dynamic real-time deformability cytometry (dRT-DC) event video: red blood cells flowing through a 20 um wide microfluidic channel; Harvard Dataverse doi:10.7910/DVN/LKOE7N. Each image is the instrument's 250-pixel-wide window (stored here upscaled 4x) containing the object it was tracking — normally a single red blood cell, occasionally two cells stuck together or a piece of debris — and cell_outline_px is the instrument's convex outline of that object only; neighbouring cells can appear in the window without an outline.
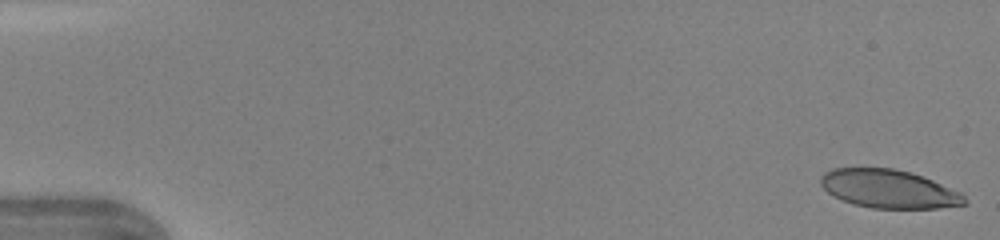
{"species": "human", "species_latin": "Homo sapiens", "temperature_condition": "warm", "stored_images_in_passage": 46, "camera_frame_rate_fps": 3000, "um_per_image_px": 0.085, "donor": {"sex": "female"}, "frame": {"image": 1, "passage_image": 1, "time_ms": 0.0, "image_size_px": [1000, 240], "cell_outline_px": [[968, 204], [936, 208], [872, 208], [852, 204], [828, 192], [820, 184], [820, 176], [824, 172], [832, 168], [892, 168], [912, 172], [932, 180], [960, 192], [968, 200]], "centroid_in_image_um": [75.55, 16.05], "position_along_channel_um": 9.4, "area_um2": 32.14}}
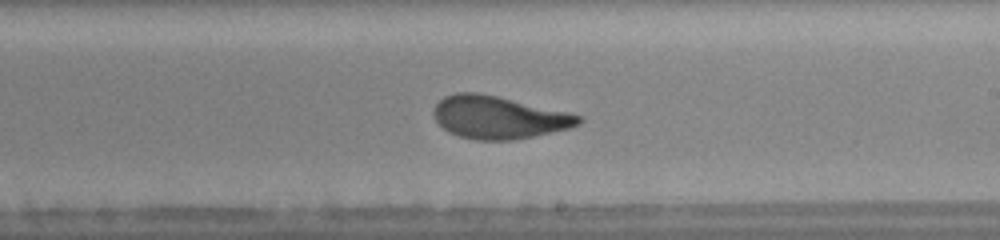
{"frame": {"image": 2, "passage_image": 28, "time_ms": 9.0, "image_size_px": [1000, 240], "cell_outline_px": [[584, 120], [580, 124], [572, 128], [512, 140], [476, 140], [460, 136], [448, 132], [436, 120], [432, 112], [432, 108], [444, 96], [456, 92], [476, 92], [496, 96], [568, 112], [580, 116]], "centroid_in_image_um": [42.37, 9.97], "position_along_channel_um": 246.6, "area_um2": 35.89}}
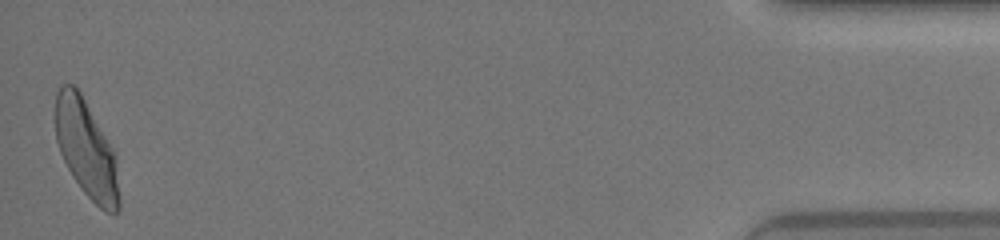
{"frame": {"image": 3, "passage_image": 46, "time_ms": 15.0, "image_size_px": [1000, 240], "cell_outline_px": [[120, 208], [112, 216], [104, 212], [84, 192], [68, 168], [60, 152], [56, 140], [56, 92], [60, 84], [72, 84], [80, 92], [116, 152], [120, 200]], "centroid_in_image_um": [7.38, 12.7], "position_along_channel_um": 427.8, "area_um2": 36.36}, "authors_computed_cell_mechanics": {"area_um2": 35.6626, "velocity_mm_per_s": 4.3628, "shape_relaxation_time_tau1_ms": 3.5566, "shape_relaxation_time_tau2_ms": 0.7662, "deformation_change_tau1": 0.1931, "deformation_change_tau2": 0.0865}}